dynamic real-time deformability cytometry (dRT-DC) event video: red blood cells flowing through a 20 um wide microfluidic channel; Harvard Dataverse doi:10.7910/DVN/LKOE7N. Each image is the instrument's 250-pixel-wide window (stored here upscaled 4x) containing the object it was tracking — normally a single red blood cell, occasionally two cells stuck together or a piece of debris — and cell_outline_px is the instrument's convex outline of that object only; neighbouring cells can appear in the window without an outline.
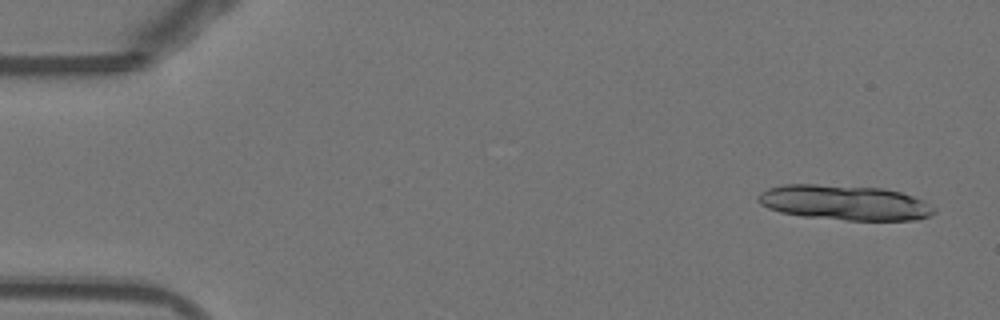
{"species": "Egyptian fruit bat (a non-hibernating species)", "species_latin": "Rousettus aegyptiacus", "temperature_condition": "warm", "stored_images_in_passage": 14, "camera_frame_rate_fps": 3000, "um_per_image_px": 0.085, "animal": {"sex": "female"}, "frame": {"image": 1, "passage_image": 3, "time_ms": 0.667, "image_size_px": [1000, 320], "cell_outline_px": [[936, 212], [928, 216], [916, 220], [844, 220], [804, 216], [780, 212], [768, 208], [760, 204], [756, 200], [756, 196], [760, 192], [768, 188], [784, 184], [816, 184], [884, 188], [900, 192], [912, 196], [936, 208]], "centroid_in_image_um": [71.74, 17.22], "position_along_channel_um": 13.3, "area_um2": 35.95}}